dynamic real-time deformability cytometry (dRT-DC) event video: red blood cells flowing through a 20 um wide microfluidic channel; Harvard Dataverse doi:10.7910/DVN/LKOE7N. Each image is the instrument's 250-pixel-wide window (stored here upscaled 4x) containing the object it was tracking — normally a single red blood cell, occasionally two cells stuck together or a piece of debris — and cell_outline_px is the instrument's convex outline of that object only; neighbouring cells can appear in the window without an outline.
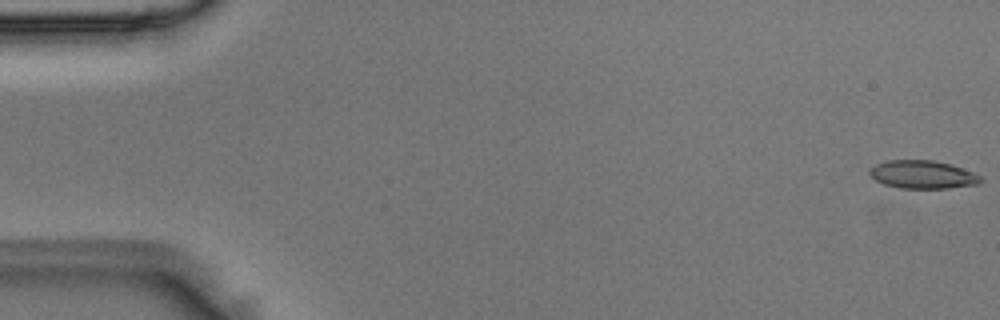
{"species": "Egyptian fruit bat (a non-hibernating species)", "species_latin": "Rousettus aegyptiacus", "temperature_condition": "room temperature", "stored_images_in_passage": 51, "camera_frame_rate_fps": 3000, "um_per_image_px": 0.085, "animal": {"sex": "male"}, "frame": {"image": 1, "passage_image": 1, "time_ms": 0.0, "image_size_px": [1000, 320], "cell_outline_px": [[984, 180], [980, 184], [948, 188], [900, 188], [884, 184], [876, 180], [868, 172], [876, 164], [888, 160], [932, 160], [952, 164], [972, 172], [980, 176]], "centroid_in_image_um": [78.46, 14.84], "position_along_channel_um": 6.5, "area_um2": 18.15}}
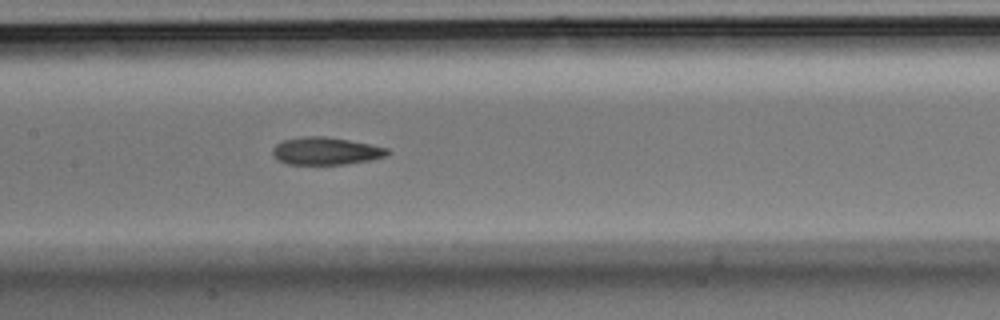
{"frame": {"image": 2, "passage_image": 25, "time_ms": 8.0, "image_size_px": [1000, 320], "cell_outline_px": [[392, 152], [388, 156], [368, 160], [344, 164], [288, 164], [280, 160], [272, 152], [272, 148], [276, 144], [284, 140], [304, 136], [324, 136], [348, 140], [388, 148]], "centroid_in_image_um": [27.73, 12.83], "position_along_channel_um": 179.7, "area_um2": 18.21}}
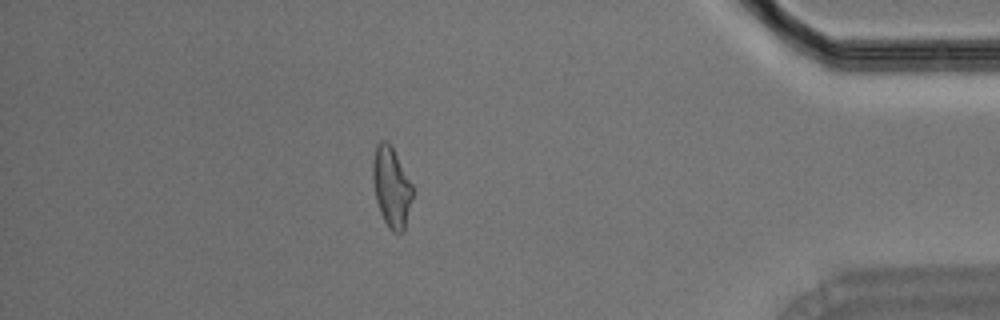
{"frame": {"image": 3, "passage_image": 45, "time_ms": 14.667, "image_size_px": [1000, 320], "cell_outline_px": [[412, 196], [404, 232], [392, 232], [388, 228], [380, 212], [376, 200], [372, 180], [372, 164], [376, 144], [380, 140], [388, 140], [392, 144], [412, 184]], "centroid_in_image_um": [33.25, 15.85], "position_along_channel_um": 401.9, "area_um2": 18.84}}